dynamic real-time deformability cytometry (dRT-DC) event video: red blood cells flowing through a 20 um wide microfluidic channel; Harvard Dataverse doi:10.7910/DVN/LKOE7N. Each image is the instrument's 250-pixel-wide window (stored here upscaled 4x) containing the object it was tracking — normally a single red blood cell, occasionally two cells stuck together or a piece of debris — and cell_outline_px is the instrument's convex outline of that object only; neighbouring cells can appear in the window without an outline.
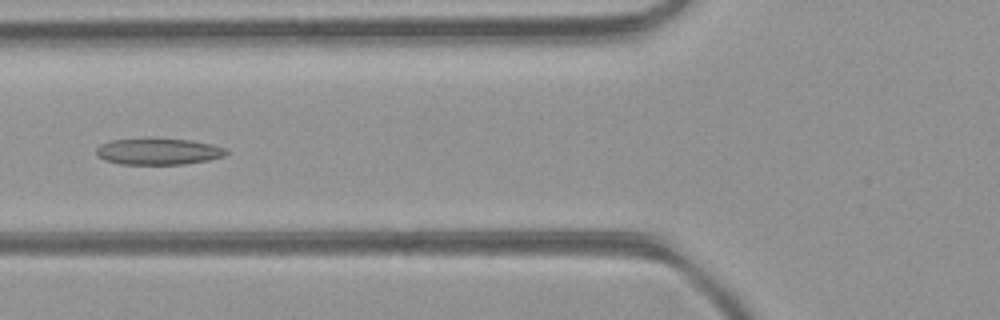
{"species": "common noctule bat (a hibernating species)", "species_latin": "Nyctalus noctula", "temperature_condition": "room temperature", "stored_images_in_passage": 6, "camera_frame_rate_fps": 3000, "um_per_image_px": 0.085, "animal": {"sex": "female", "body_mass_g": 21.9}, "frame": {"image": 1, "passage_image": 6, "time_ms": 1.667, "image_size_px": [1000, 320], "cell_outline_px": [[228, 152], [224, 156], [208, 160], [184, 164], [120, 164], [104, 160], [96, 156], [96, 148], [100, 144], [112, 140], [148, 136], [192, 140], [212, 144], [224, 148]], "centroid_in_image_um": [13.41, 12.84], "position_along_channel_um": 112.4, "area_um2": 20.69}}